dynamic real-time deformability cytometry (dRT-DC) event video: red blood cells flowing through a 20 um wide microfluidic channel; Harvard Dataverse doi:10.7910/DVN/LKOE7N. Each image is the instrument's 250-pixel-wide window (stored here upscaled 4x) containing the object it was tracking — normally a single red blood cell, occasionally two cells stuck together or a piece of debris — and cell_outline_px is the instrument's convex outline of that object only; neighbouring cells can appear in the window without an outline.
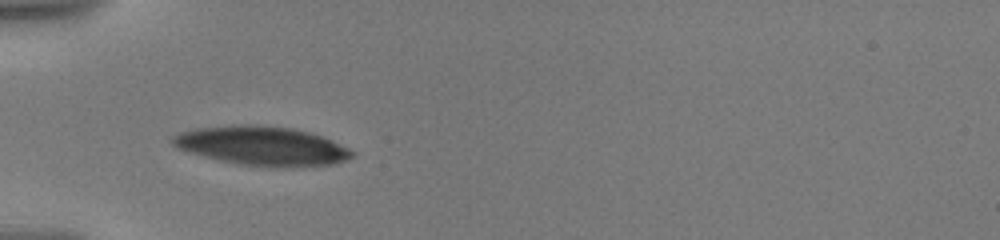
{"species": "human", "species_latin": "Homo sapiens", "temperature_condition": "warm", "stored_images_in_passage": 20, "camera_frame_rate_fps": 3000, "um_per_image_px": 0.085, "donor": {"sex": "male"}, "frame": {"image": 1, "passage_image": 3, "time_ms": 1.0, "image_size_px": [1000, 240], "cell_outline_px": [[356, 156], [348, 160], [332, 164], [244, 164], [224, 160], [192, 152], [180, 148], [172, 144], [172, 136], [180, 132], [192, 128], [232, 124], [260, 124], [292, 128], [308, 132], [332, 140], [356, 152]], "centroid_in_image_um": [22.27, 12.32], "position_along_channel_um": 62.7, "area_um2": 39.48}}
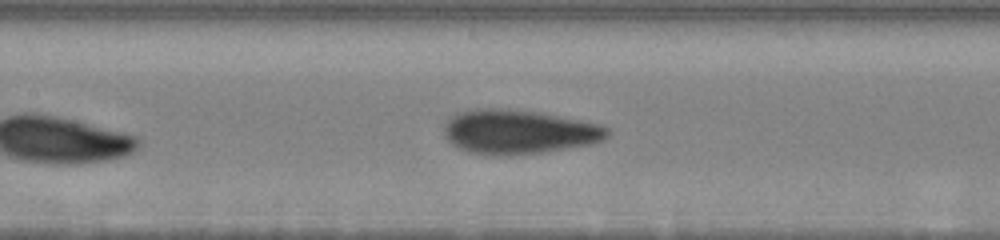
{"frame": {"image": 2, "passage_image": 8, "time_ms": 4.0, "image_size_px": [1000, 240], "cell_outline_px": [[612, 132], [604, 140], [592, 144], [540, 152], [508, 156], [492, 156], [468, 152], [452, 144], [444, 136], [444, 124], [456, 112], [476, 108], [504, 108], [540, 112], [600, 124], [608, 128]], "centroid_in_image_um": [44.08, 11.2], "position_along_channel_um": 163.3, "area_um2": 42.54}}
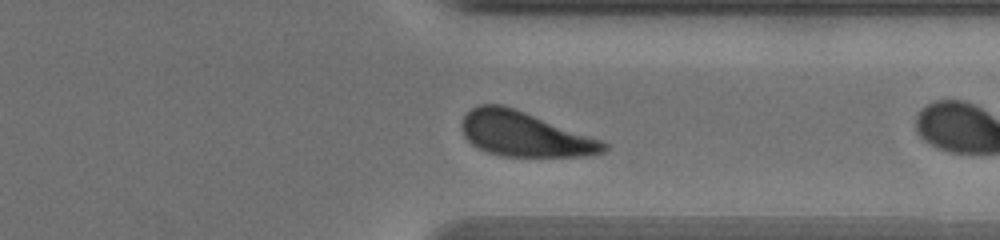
{"frame": {"image": 3, "passage_image": 19, "time_ms": 8.667, "image_size_px": [1000, 240], "cell_outline_px": [[608, 148], [604, 152], [588, 156], [504, 156], [488, 152], [472, 144], [464, 136], [464, 116], [472, 108], [480, 104], [500, 104], [512, 108], [604, 140], [608, 144]], "centroid_in_image_um": [44.65, 11.42], "position_along_channel_um": 366.7, "area_um2": 36.47}}